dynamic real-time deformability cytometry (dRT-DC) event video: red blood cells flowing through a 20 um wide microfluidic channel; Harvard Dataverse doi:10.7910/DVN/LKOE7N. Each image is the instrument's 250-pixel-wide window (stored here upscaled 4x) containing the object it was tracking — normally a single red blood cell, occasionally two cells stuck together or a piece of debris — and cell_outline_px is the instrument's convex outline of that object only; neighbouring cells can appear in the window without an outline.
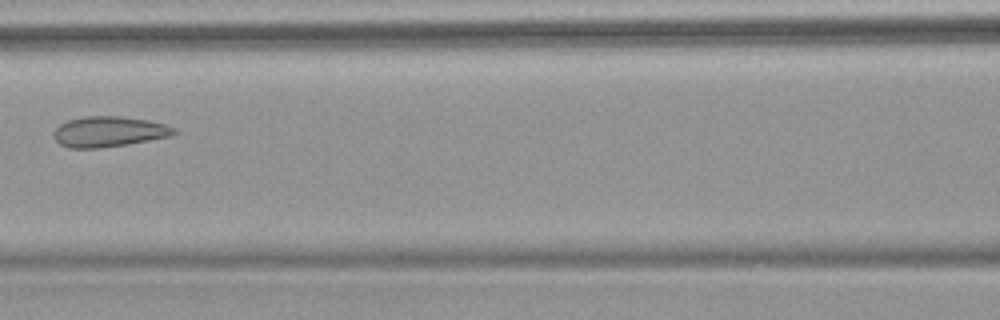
{"species": "common noctule bat (a hibernating species)", "species_latin": "Nyctalus noctula", "temperature_condition": "warm", "stored_images_in_passage": 7, "camera_frame_rate_fps": 3000, "um_per_image_px": 0.085, "animal": {"sex": "female", "body_mass_g": 18.4}, "frame": {"image": 1, "passage_image": 7, "time_ms": 7.0, "image_size_px": [1000, 320], "cell_outline_px": [[180, 132], [172, 136], [128, 144], [100, 148], [68, 148], [60, 144], [52, 136], [52, 132], [60, 124], [68, 120], [84, 116], [120, 116], [148, 120], [164, 124], [176, 128]], "centroid_in_image_um": [9.27, 11.19], "position_along_channel_um": 157.3, "area_um2": 21.62}}